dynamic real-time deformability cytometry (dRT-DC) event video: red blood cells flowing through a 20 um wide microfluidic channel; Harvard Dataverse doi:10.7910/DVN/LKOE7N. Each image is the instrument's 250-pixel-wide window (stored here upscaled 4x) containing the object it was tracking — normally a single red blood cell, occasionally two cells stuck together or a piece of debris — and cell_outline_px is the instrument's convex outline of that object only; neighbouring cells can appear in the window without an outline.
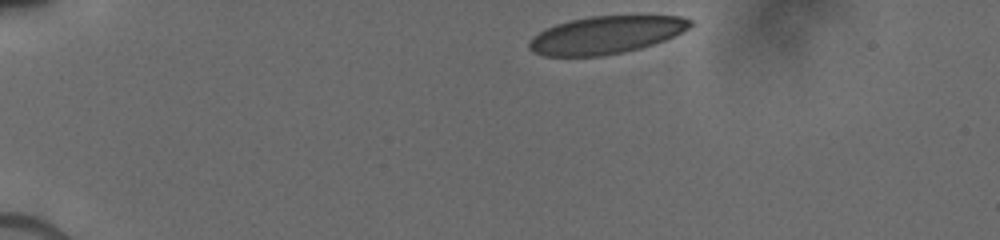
{"species": "human", "species_latin": "Homo sapiens", "temperature_condition": "cold", "stored_images_in_passage": 26, "camera_frame_rate_fps": 3000, "um_per_image_px": 0.085, "donor": {"sex": "male"}, "frame": {"image": 1, "passage_image": 1, "time_ms": 0.0, "image_size_px": [1000, 240], "cell_outline_px": [[692, 24], [688, 28], [664, 40], [640, 48], [624, 52], [604, 56], [544, 56], [532, 52], [528, 48], [528, 44], [532, 36], [556, 24], [572, 20], [592, 16], [680, 16], [692, 20]], "centroid_in_image_um": [51.46, 2.98], "position_along_channel_um": 33.5, "area_um2": 35.03}}
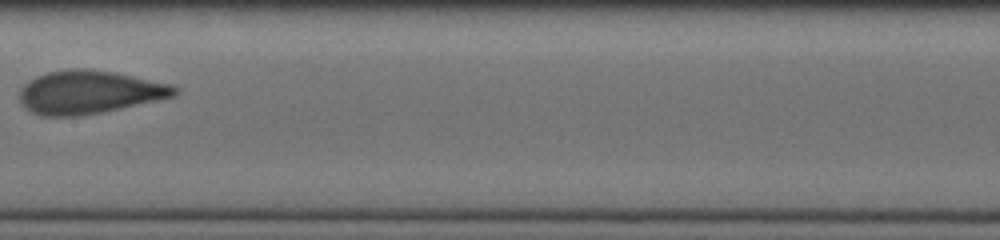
{"frame": {"image": 2, "passage_image": 15, "time_ms": 6.0, "image_size_px": [1000, 240], "cell_outline_px": [[180, 92], [176, 96], [120, 108], [80, 116], [44, 116], [32, 112], [20, 100], [20, 88], [28, 80], [36, 76], [48, 72], [76, 68], [88, 68], [112, 72], [172, 84], [180, 88]], "centroid_in_image_um": [7.61, 7.82], "position_along_channel_um": 199.8, "area_um2": 38.84}}
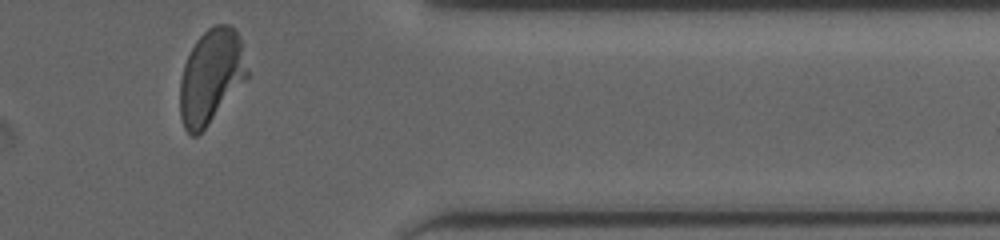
{"frame": {"image": 3, "passage_image": 26, "time_ms": 11.0, "image_size_px": [1000, 240], "cell_outline_px": [[248, 76], [208, 124], [196, 136], [192, 136], [184, 128], [180, 116], [180, 80], [184, 64], [196, 40], [208, 28], [216, 24], [228, 24], [236, 32], [240, 40], [248, 72]], "centroid_in_image_um": [17.91, 6.49], "position_along_channel_um": 393.5, "area_um2": 36.24}}